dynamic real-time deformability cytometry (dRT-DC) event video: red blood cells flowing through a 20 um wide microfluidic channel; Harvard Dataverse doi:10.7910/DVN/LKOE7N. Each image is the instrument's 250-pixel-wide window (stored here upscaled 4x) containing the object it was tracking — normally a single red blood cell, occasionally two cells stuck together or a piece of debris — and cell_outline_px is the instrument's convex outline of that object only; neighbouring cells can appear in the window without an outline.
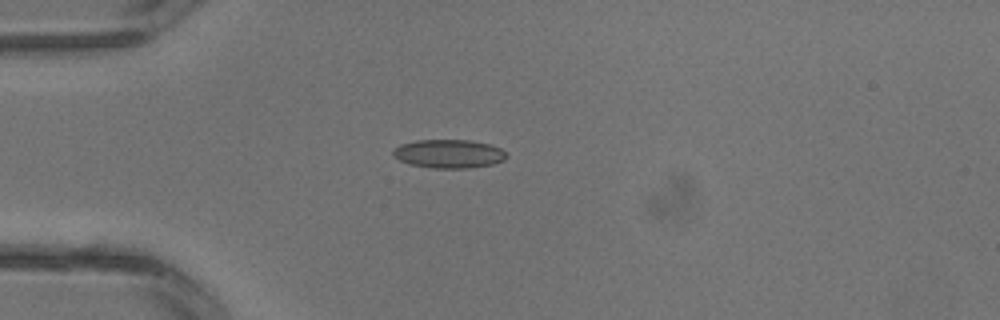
{"species": "common noctule bat (a hibernating species)", "species_latin": "Nyctalus noctula", "temperature_condition": "warm", "stored_images_in_passage": 2, "camera_frame_rate_fps": 3000, "um_per_image_px": 0.085, "animal": {"sex": "male", "body_mass_g": 13.3}, "frame": {"image": 1, "passage_image": 2, "time_ms": 0.333, "image_size_px": [1000, 320], "cell_outline_px": [[508, 156], [504, 160], [492, 164], [468, 168], [432, 168], [412, 164], [400, 160], [392, 156], [392, 152], [400, 144], [416, 140], [468, 140], [492, 144], [500, 148]], "centroid_in_image_um": [38.16, 13.06], "position_along_channel_um": 46.8, "area_um2": 18.84}}